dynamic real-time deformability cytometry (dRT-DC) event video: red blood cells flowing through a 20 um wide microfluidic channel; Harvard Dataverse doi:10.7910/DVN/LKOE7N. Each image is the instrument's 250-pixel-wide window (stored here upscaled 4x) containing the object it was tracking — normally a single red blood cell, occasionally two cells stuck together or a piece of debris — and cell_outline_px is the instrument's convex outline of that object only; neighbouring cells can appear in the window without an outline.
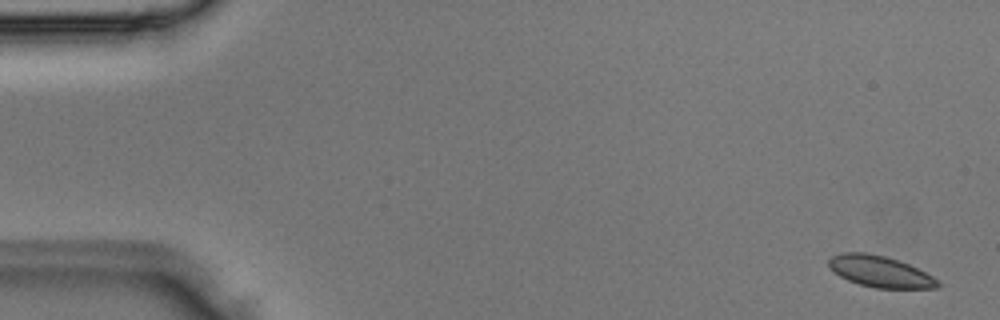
{"species": "Egyptian fruit bat (a non-hibernating species)", "species_latin": "Rousettus aegyptiacus", "temperature_condition": "room temperature", "stored_images_in_passage": 3, "camera_frame_rate_fps": 3000, "um_per_image_px": 0.085, "animal": {"sex": "male"}, "frame": {"image": 1, "passage_image": 1, "time_ms": 0.0, "image_size_px": [1000, 320], "cell_outline_px": [[940, 284], [936, 288], [876, 288], [860, 284], [848, 280], [832, 272], [828, 264], [828, 260], [832, 256], [844, 252], [864, 252], [884, 256], [900, 260], [932, 276]], "centroid_in_image_um": [74.76, 23.07], "position_along_channel_um": 10.2, "area_um2": 19.71}}